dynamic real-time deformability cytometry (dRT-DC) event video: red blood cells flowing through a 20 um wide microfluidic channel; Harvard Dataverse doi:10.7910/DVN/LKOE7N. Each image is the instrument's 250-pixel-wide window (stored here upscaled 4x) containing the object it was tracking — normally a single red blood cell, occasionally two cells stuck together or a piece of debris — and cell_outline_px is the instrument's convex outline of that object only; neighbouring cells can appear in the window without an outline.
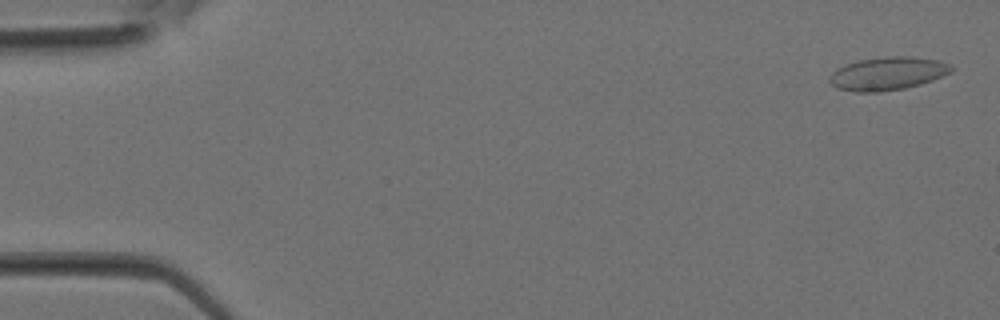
{"species": "Egyptian fruit bat (a non-hibernating species)", "species_latin": "Rousettus aegyptiacus", "temperature_condition": "room temperature", "stored_images_in_passage": 5, "camera_frame_rate_fps": 3000, "um_per_image_px": 0.085, "animal": {"sex": "female"}, "frame": {"image": 1, "passage_image": 1, "time_ms": 0.0, "image_size_px": [1000, 320], "cell_outline_px": [[956, 68], [952, 72], [932, 80], [920, 84], [904, 88], [880, 92], [852, 92], [836, 88], [828, 80], [828, 76], [836, 68], [860, 60], [884, 56], [908, 56], [940, 60], [952, 64]], "centroid_in_image_um": [75.47, 6.25], "position_along_channel_um": 9.5, "area_um2": 23.81}}